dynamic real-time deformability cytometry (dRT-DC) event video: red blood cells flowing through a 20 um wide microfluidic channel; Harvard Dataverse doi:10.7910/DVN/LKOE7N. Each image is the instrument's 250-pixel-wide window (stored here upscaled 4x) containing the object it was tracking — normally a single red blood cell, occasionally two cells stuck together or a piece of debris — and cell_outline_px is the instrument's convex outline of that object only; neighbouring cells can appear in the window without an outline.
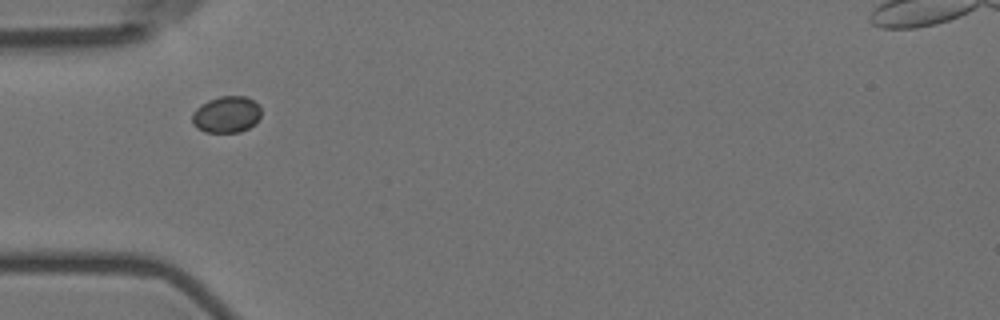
{"species": "Egyptian fruit bat (a non-hibernating species)", "species_latin": "Rousettus aegyptiacus", "temperature_condition": "room temperature", "stored_images_in_passage": 33, "camera_frame_rate_fps": 3000, "um_per_image_px": 0.085, "animal": {"sex": "female"}, "frame": {"image": 1, "passage_image": 1, "time_ms": 0.0, "image_size_px": [1000, 320], "cell_outline_px": [[260, 116], [256, 124], [240, 132], [204, 132], [196, 128], [192, 124], [192, 112], [200, 104], [208, 100], [220, 96], [244, 96], [260, 104]], "centroid_in_image_um": [19.23, 9.73], "position_along_channel_um": 65.8, "area_um2": 14.91}}
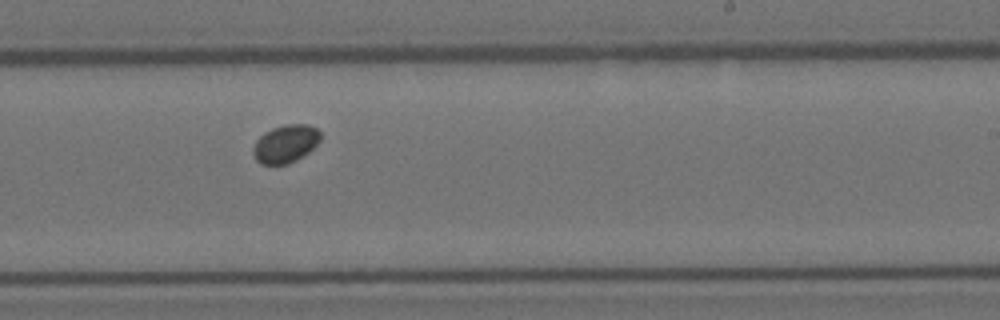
{"frame": {"image": 2, "passage_image": 18, "time_ms": 5.667, "image_size_px": [1000, 320], "cell_outline_px": [[320, 140], [308, 152], [296, 160], [288, 164], [260, 164], [256, 160], [252, 152], [252, 148], [256, 140], [264, 132], [272, 128], [288, 124], [308, 124], [316, 128], [320, 132]], "centroid_in_image_um": [24.24, 12.22], "position_along_channel_um": 264.8, "area_um2": 14.85}}
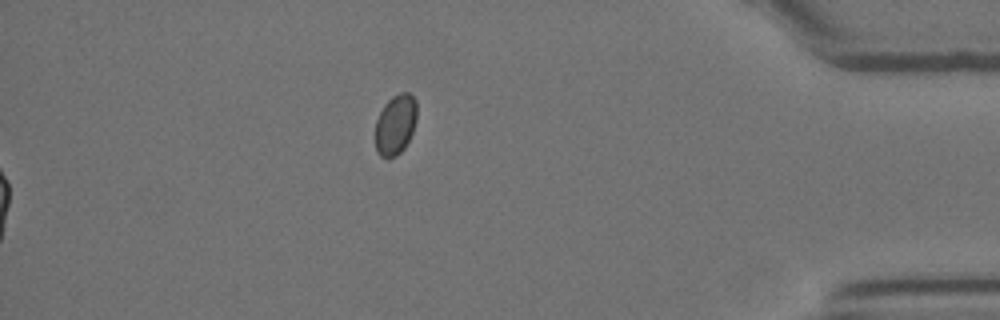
{"frame": {"image": 3, "passage_image": 33, "time_ms": 10.667, "image_size_px": [1000, 320], "cell_outline_px": [[416, 120], [412, 132], [404, 148], [396, 156], [388, 160], [380, 156], [376, 152], [376, 120], [384, 104], [392, 96], [400, 92], [408, 92], [416, 100]], "centroid_in_image_um": [33.6, 10.6], "position_along_channel_um": 401.6, "area_um2": 14.68}}